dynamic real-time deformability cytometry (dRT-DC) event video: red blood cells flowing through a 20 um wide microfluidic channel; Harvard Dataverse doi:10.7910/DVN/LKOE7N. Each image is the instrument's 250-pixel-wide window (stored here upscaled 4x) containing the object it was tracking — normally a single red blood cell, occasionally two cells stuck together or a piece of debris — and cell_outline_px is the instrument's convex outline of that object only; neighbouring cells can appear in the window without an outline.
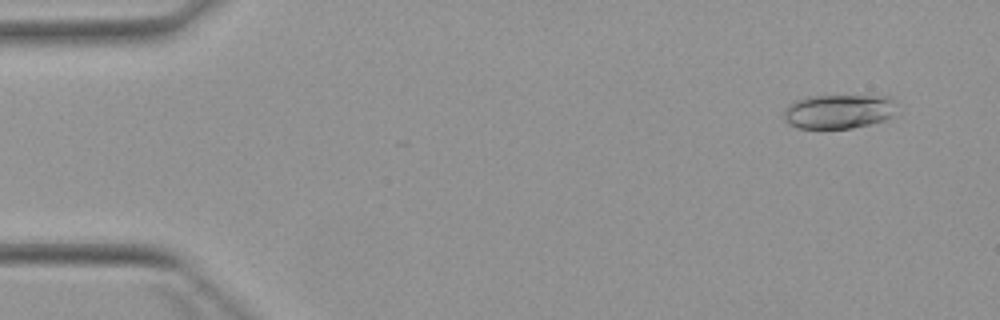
{"species": "Egyptian fruit bat (a non-hibernating species)", "species_latin": "Rousettus aegyptiacus", "temperature_condition": "warm", "stored_images_in_passage": 4, "camera_frame_rate_fps": 3000, "um_per_image_px": 0.085, "animal": {"sex": "female"}, "frame": {"image": 1, "passage_image": 1, "time_ms": 0.0, "image_size_px": [1000, 320], "cell_outline_px": [[892, 116], [884, 120], [852, 128], [796, 128], [788, 124], [784, 120], [784, 108], [788, 104], [796, 100], [808, 96], [888, 96], [892, 100]], "centroid_in_image_um": [71.18, 9.48], "position_along_channel_um": 13.8, "area_um2": 22.31}}